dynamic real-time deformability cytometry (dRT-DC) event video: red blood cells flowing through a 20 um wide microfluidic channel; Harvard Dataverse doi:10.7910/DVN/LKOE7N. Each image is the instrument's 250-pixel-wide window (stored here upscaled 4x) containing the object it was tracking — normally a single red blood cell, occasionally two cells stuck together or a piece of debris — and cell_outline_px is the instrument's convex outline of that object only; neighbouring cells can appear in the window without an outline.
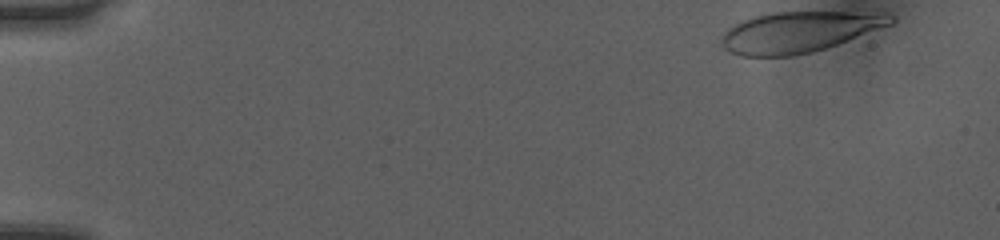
{"species": "human", "species_latin": "Homo sapiens", "temperature_condition": "room temperature", "stored_images_in_passage": 42, "camera_frame_rate_fps": 3000, "um_per_image_px": 0.085, "donor": {"sex": "female"}, "frame": {"image": 1, "passage_image": 1, "time_ms": 0.0, "image_size_px": [1000, 240], "cell_outline_px": [[896, 20], [892, 24], [836, 44], [812, 52], [792, 56], [740, 56], [728, 52], [724, 48], [720, 40], [720, 36], [732, 24], [740, 20], [752, 16], [772, 12], [888, 12]], "centroid_in_image_um": [67.86, 2.7], "position_along_channel_um": 17.1, "area_um2": 40.52}}
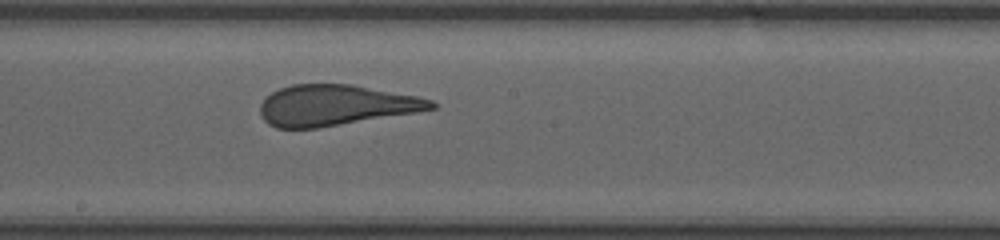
{"frame": {"image": 2, "passage_image": 26, "time_ms": 8.333, "image_size_px": [1000, 240], "cell_outline_px": [[436, 108], [416, 112], [316, 128], [276, 128], [268, 124], [260, 116], [260, 104], [272, 92], [280, 88], [292, 84], [352, 84], [416, 96], [432, 100], [436, 104]], "centroid_in_image_um": [28.49, 8.94], "position_along_channel_um": 219.7, "area_um2": 40.34}}
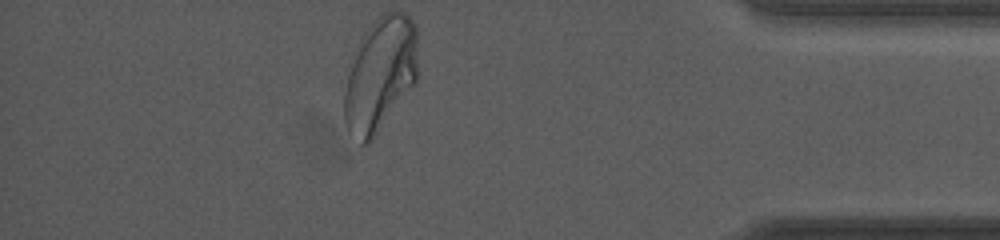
{"frame": {"image": 3, "passage_image": 42, "time_ms": 13.667, "image_size_px": [1000, 240], "cell_outline_px": [[416, 84], [372, 140], [368, 144], [360, 144], [348, 132], [344, 120], [344, 92], [356, 44], [364, 32], [384, 12], [404, 12], [416, 24]], "centroid_in_image_um": [32.3, 6.35], "position_along_channel_um": 402.9, "area_um2": 49.07}}